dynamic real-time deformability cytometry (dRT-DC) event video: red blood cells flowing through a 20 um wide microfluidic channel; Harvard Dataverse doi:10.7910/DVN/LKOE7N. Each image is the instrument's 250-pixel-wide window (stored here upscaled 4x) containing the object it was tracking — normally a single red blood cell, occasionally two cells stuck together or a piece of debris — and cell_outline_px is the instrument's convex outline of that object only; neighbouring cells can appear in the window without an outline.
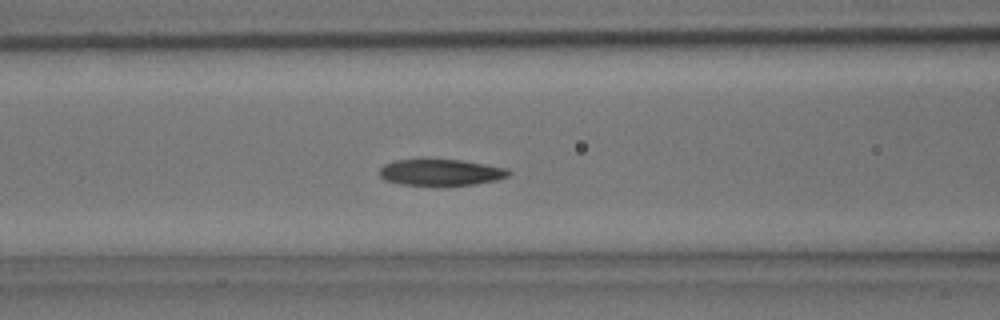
{"species": "common noctule bat (a hibernating species)", "species_latin": "Nyctalus noctula", "temperature_condition": "room temperature", "stored_images_in_passage": 33, "camera_frame_rate_fps": 3000, "um_per_image_px": 0.085, "animal": {"sex": "male", "body_mass_g": 15.6}, "frame": {"image": 1, "passage_image": 15, "time_ms": 4.667, "image_size_px": [1000, 320], "cell_outline_px": [[512, 172], [508, 176], [496, 180], [476, 184], [400, 184], [384, 180], [380, 176], [380, 168], [384, 164], [392, 160], [420, 156], [460, 160], [508, 168]], "centroid_in_image_um": [37.4, 14.58], "position_along_channel_um": 129.2, "area_um2": 20.4}}